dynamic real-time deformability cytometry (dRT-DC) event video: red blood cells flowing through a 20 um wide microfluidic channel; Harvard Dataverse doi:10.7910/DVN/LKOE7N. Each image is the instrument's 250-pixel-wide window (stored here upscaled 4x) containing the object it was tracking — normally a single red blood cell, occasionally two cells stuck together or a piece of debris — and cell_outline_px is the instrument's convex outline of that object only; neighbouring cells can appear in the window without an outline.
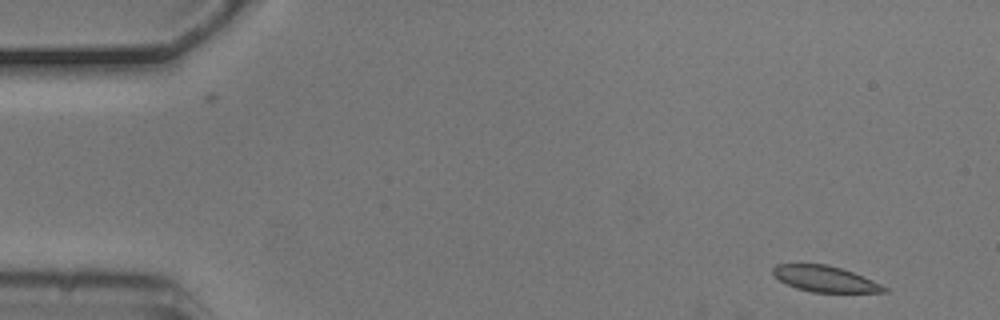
{"species": "common noctule bat (a hibernating species)", "species_latin": "Nyctalus noctula", "temperature_condition": "cold", "stored_images_in_passage": 4, "camera_frame_rate_fps": 3000, "um_per_image_px": 0.085, "animal": {"sex": "male", "body_mass_g": 20.5, "forearm_length_mm": 52.5}, "frame": {"image": 1, "passage_image": 1, "time_ms": 0.0, "image_size_px": [1000, 320], "cell_outline_px": [[888, 292], [812, 292], [796, 288], [780, 280], [772, 272], [772, 268], [776, 264], [824, 264], [840, 268], [864, 276], [888, 288]], "centroid_in_image_um": [70.13, 23.7], "position_along_channel_um": 14.9, "area_um2": 16.59}}